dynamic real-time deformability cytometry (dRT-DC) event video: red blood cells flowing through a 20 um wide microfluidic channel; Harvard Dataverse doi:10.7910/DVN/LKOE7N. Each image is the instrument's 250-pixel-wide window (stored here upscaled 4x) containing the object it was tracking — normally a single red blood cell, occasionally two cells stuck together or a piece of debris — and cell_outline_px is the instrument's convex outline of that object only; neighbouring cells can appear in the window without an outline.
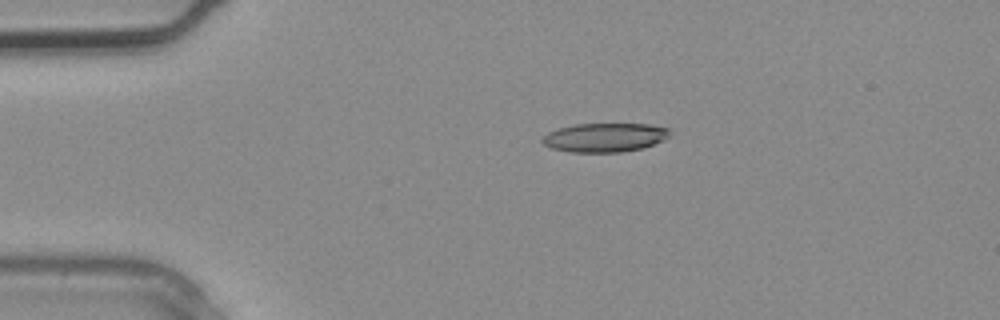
{"species": "common noctule bat (a hibernating species)", "species_latin": "Nyctalus noctula", "temperature_condition": "warm", "stored_images_in_passage": 1, "camera_frame_rate_fps": 3000, "um_per_image_px": 0.085, "animal": {"sex": "male", "body_mass_g": 20.4}, "frame": {"image": 1, "passage_image": 1, "time_ms": 0.0, "image_size_px": [1000, 320], "cell_outline_px": [[668, 136], [664, 140], [640, 148], [620, 152], [572, 152], [552, 148], [544, 144], [540, 140], [548, 132], [556, 128], [576, 124], [648, 124], [668, 128]], "centroid_in_image_um": [51.35, 11.68], "position_along_channel_um": 33.6, "area_um2": 21.27}}